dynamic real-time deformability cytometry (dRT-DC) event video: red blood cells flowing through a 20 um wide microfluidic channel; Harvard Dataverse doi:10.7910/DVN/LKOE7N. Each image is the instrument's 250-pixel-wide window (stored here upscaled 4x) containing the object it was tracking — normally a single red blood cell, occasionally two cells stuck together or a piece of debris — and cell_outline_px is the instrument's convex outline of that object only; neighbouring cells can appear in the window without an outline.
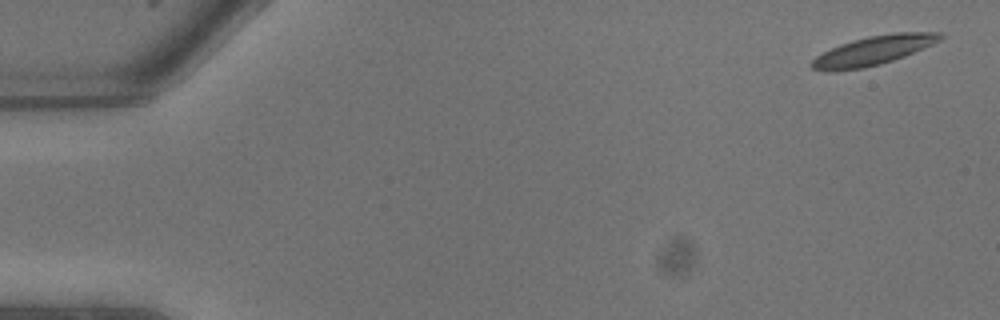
{"species": "common noctule bat (a hibernating species)", "species_latin": "Nyctalus noctula", "temperature_condition": "warm", "stored_images_in_passage": 10, "camera_frame_rate_fps": 3000, "um_per_image_px": 0.085, "animal": {"sex": "male", "body_mass_g": 13.3}, "frame": {"image": 1, "passage_image": 1, "time_ms": 0.0, "image_size_px": [1000, 320], "cell_outline_px": [[944, 36], [940, 40], [932, 44], [904, 56], [880, 64], [864, 68], [836, 72], [824, 72], [812, 68], [808, 64], [816, 56], [840, 44], [852, 40], [868, 36], [896, 32], [940, 32]], "centroid_in_image_um": [74.17, 4.31], "position_along_channel_um": 10.8, "area_um2": 21.85}}
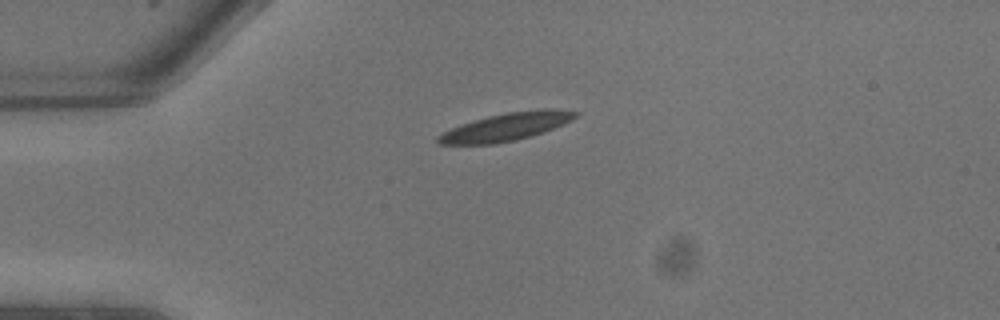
{"frame": {"image": 2, "passage_image": 6, "time_ms": 1.667, "image_size_px": [1000, 320], "cell_outline_px": [[580, 116], [564, 124], [516, 140], [492, 144], [436, 144], [436, 136], [460, 124], [488, 116], [508, 112], [544, 108], [556, 108], [580, 112]], "centroid_in_image_um": [43.05, 10.76], "position_along_channel_um": 41.9, "area_um2": 22.2}}
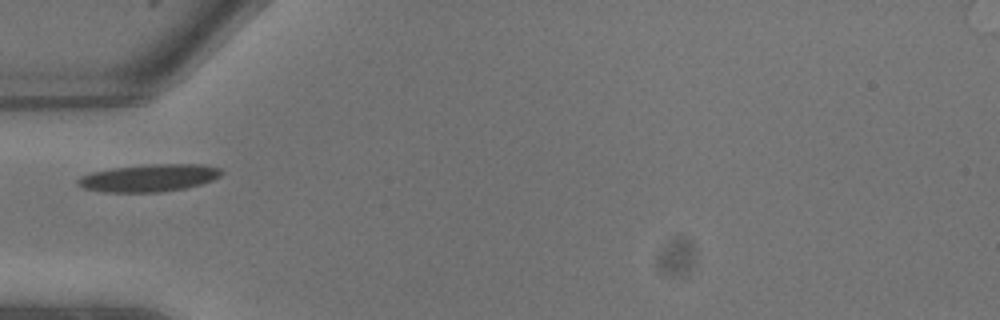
{"frame": {"image": 3, "passage_image": 8, "time_ms": 2.333, "image_size_px": [1000, 320], "cell_outline_px": [[224, 172], [220, 176], [212, 180], [200, 184], [184, 188], [160, 192], [100, 192], [84, 188], [76, 184], [76, 180], [80, 176], [92, 172], [112, 168], [148, 164], [204, 164], [220, 168]], "centroid_in_image_um": [12.65, 15.12], "position_along_channel_um": 72.3, "area_um2": 23.06}}